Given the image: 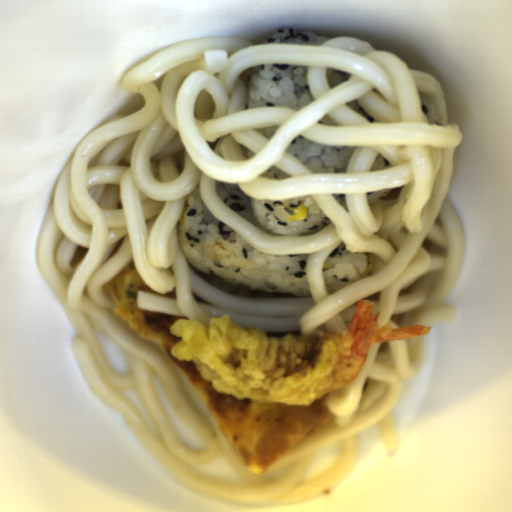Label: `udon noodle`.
<instances>
[{"mask_svg": "<svg viewBox=\"0 0 512 512\" xmlns=\"http://www.w3.org/2000/svg\"><path fill=\"white\" fill-rule=\"evenodd\" d=\"M264 63L308 67L314 100L301 111L247 110L249 71ZM326 68L349 73V80L331 89ZM120 84L140 94L143 107L115 115L81 139L60 172L37 233L40 273L76 333L70 349L89 387L164 472L197 493L226 501L291 505L334 491L353 473L359 436L373 426L387 454L396 457L401 444L392 412L406 382L425 369L423 335L370 343L355 379L315 400L325 398L333 420L266 472L254 473L245 471L207 406L160 346L113 313L104 284L132 260L143 281L160 293L138 294L144 311L182 317L173 324L193 319L208 327L229 315L241 327L262 328L280 339L290 333L345 334L360 301H374L379 328L449 324L454 312L448 301L462 273L466 243L446 194L464 135L449 120L439 81L364 39L344 36L309 46L219 35L165 48L131 68ZM426 96L439 108V125L429 124L421 111ZM353 100L373 116L372 123L346 105ZM272 125L277 129L270 139L257 130ZM297 135L356 147L346 173L310 172L287 152ZM379 153L392 167L372 172ZM272 165L290 177H264ZM216 180L239 183L243 194L259 200L313 197L329 223L313 234L266 235L224 205ZM197 186L213 216L260 252L309 255L311 296L239 298L194 273L178 244L177 225ZM400 186L398 199L368 204L366 192ZM342 241L353 252L370 254L373 263L359 282L329 294L322 268ZM98 329L126 352L131 373L112 370L93 332ZM155 376L204 449L180 444L152 386ZM133 388L158 433L122 395ZM337 442L340 462L303 480L315 452ZM219 454L242 483L199 471L196 465Z\"/></svg>", "mask_w": 512, "mask_h": 512, "instance_id": "udon-noodle-1", "label": "udon noodle"}]
</instances>
